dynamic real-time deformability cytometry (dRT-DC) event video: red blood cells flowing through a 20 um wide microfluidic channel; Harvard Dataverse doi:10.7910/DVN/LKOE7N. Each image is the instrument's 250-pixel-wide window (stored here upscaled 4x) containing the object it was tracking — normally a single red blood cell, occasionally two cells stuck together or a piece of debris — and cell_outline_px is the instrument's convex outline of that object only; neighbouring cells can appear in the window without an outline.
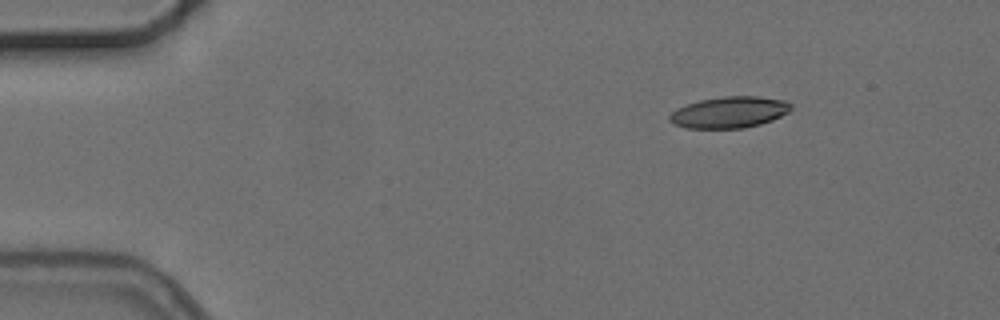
{"species": "common noctule bat (a hibernating species)", "species_latin": "Nyctalus noctula", "temperature_condition": "cold", "stored_images_in_passage": 1, "camera_frame_rate_fps": 3000, "um_per_image_px": 0.085, "animal": {"sex": "female", "body_mass_g": 24.6, "forearm_length_mm": 56.2}, "frame": {"image": 1, "passage_image": 1, "time_ms": 0.0, "image_size_px": [1000, 320], "cell_outline_px": [[792, 108], [788, 112], [772, 120], [760, 124], [744, 128], [684, 128], [672, 124], [668, 120], [668, 116], [676, 108], [700, 100], [724, 96], [756, 96], [784, 100], [792, 104]], "centroid_in_image_um": [61.96, 9.55], "position_along_channel_um": 23.0, "area_um2": 22.25}}